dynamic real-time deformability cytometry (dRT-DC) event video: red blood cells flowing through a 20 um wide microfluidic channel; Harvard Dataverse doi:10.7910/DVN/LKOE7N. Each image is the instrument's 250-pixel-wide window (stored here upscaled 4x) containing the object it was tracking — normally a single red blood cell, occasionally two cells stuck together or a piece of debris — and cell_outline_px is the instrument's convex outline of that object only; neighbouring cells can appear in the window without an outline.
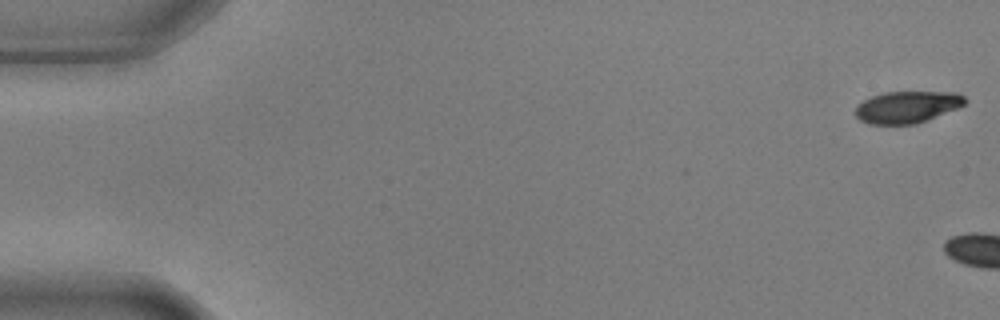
{"species": "common noctule bat (a hibernating species)", "species_latin": "Nyctalus noctula", "temperature_condition": "warm", "stored_images_in_passage": 2, "camera_frame_rate_fps": 3000, "um_per_image_px": 0.085, "animal": {"sex": "male", "body_mass_g": 17.9, "forearm_length_mm": 54.2}, "frame": {"image": 1, "passage_image": 1, "time_ms": 0.0, "image_size_px": [1000, 320], "cell_outline_px": [[968, 100], [964, 104], [956, 108], [916, 124], [868, 124], [860, 120], [856, 116], [856, 108], [864, 100], [872, 96], [884, 92], [956, 92], [964, 96]], "centroid_in_image_um": [77.11, 9.09], "position_along_channel_um": 7.9, "area_um2": 20.11}}